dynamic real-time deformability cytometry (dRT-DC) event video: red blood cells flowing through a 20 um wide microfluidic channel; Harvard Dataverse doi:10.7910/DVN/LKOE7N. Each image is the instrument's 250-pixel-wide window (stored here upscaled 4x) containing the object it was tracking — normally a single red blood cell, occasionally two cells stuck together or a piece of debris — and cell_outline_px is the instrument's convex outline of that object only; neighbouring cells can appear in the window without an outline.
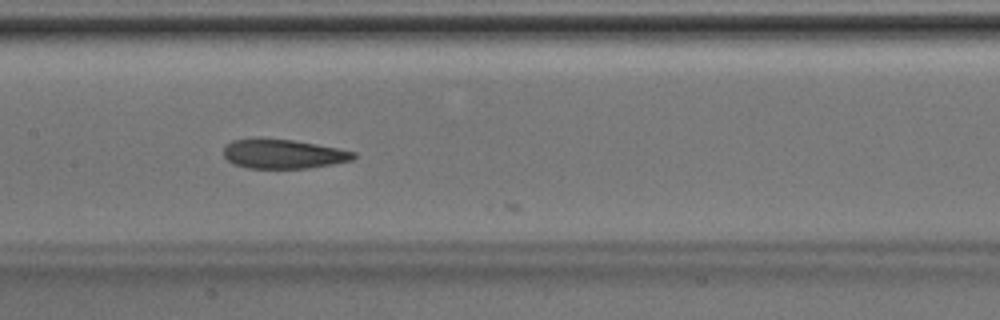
{"species": "Egyptian fruit bat (a non-hibernating species)", "species_latin": "Rousettus aegyptiacus", "temperature_condition": "room temperature", "stored_images_in_passage": 13, "camera_frame_rate_fps": 3000, "um_per_image_px": 0.085, "animal": {"sex": "male"}, "frame": {"image": 1, "passage_image": 10, "time_ms": 3.0, "image_size_px": [1000, 320], "cell_outline_px": [[356, 156], [352, 160], [332, 164], [308, 168], [248, 168], [232, 164], [224, 156], [224, 148], [232, 140], [256, 136], [260, 136], [292, 140], [316, 144], [356, 152]], "centroid_in_image_um": [24.02, 13.06], "position_along_channel_um": 183.4, "area_um2": 22.54}}